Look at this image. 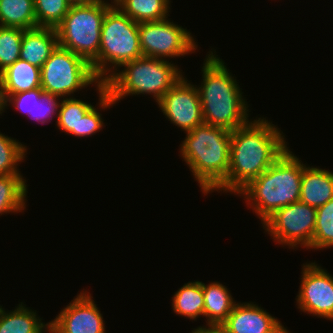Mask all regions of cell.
<instances>
[{"mask_svg": "<svg viewBox=\"0 0 333 333\" xmlns=\"http://www.w3.org/2000/svg\"><path fill=\"white\" fill-rule=\"evenodd\" d=\"M283 132L266 118L231 131L226 192L238 193L266 171L288 148Z\"/></svg>", "mask_w": 333, "mask_h": 333, "instance_id": "1", "label": "cell"}, {"mask_svg": "<svg viewBox=\"0 0 333 333\" xmlns=\"http://www.w3.org/2000/svg\"><path fill=\"white\" fill-rule=\"evenodd\" d=\"M215 52L207 54L201 70L203 81L197 86L203 121L233 131L250 121L249 106L236 78Z\"/></svg>", "mask_w": 333, "mask_h": 333, "instance_id": "2", "label": "cell"}, {"mask_svg": "<svg viewBox=\"0 0 333 333\" xmlns=\"http://www.w3.org/2000/svg\"><path fill=\"white\" fill-rule=\"evenodd\" d=\"M106 81H99V109H107L128 95L151 94L158 102L183 76L174 63L159 58L140 57L124 63Z\"/></svg>", "mask_w": 333, "mask_h": 333, "instance_id": "3", "label": "cell"}, {"mask_svg": "<svg viewBox=\"0 0 333 333\" xmlns=\"http://www.w3.org/2000/svg\"><path fill=\"white\" fill-rule=\"evenodd\" d=\"M185 133L180 145L181 158L189 166L203 194L219 190L226 193L231 131L203 123Z\"/></svg>", "mask_w": 333, "mask_h": 333, "instance_id": "4", "label": "cell"}, {"mask_svg": "<svg viewBox=\"0 0 333 333\" xmlns=\"http://www.w3.org/2000/svg\"><path fill=\"white\" fill-rule=\"evenodd\" d=\"M304 166L288 147L266 171L237 194L245 196V202L263 223L276 210L299 201Z\"/></svg>", "mask_w": 333, "mask_h": 333, "instance_id": "5", "label": "cell"}, {"mask_svg": "<svg viewBox=\"0 0 333 333\" xmlns=\"http://www.w3.org/2000/svg\"><path fill=\"white\" fill-rule=\"evenodd\" d=\"M140 57L143 54L139 43V23L117 6H111L101 28L98 59L91 65L94 74L100 81H106L124 63Z\"/></svg>", "mask_w": 333, "mask_h": 333, "instance_id": "6", "label": "cell"}, {"mask_svg": "<svg viewBox=\"0 0 333 333\" xmlns=\"http://www.w3.org/2000/svg\"><path fill=\"white\" fill-rule=\"evenodd\" d=\"M111 7L105 0L71 6L55 28L59 46L84 58L91 65L98 59L101 28L106 11Z\"/></svg>", "mask_w": 333, "mask_h": 333, "instance_id": "7", "label": "cell"}, {"mask_svg": "<svg viewBox=\"0 0 333 333\" xmlns=\"http://www.w3.org/2000/svg\"><path fill=\"white\" fill-rule=\"evenodd\" d=\"M100 80L91 64L72 51L57 46L41 67V88L44 93L60 98L73 94Z\"/></svg>", "mask_w": 333, "mask_h": 333, "instance_id": "8", "label": "cell"}, {"mask_svg": "<svg viewBox=\"0 0 333 333\" xmlns=\"http://www.w3.org/2000/svg\"><path fill=\"white\" fill-rule=\"evenodd\" d=\"M316 215V208L298 201L276 210L262 225L275 242L307 249L312 244Z\"/></svg>", "mask_w": 333, "mask_h": 333, "instance_id": "9", "label": "cell"}, {"mask_svg": "<svg viewBox=\"0 0 333 333\" xmlns=\"http://www.w3.org/2000/svg\"><path fill=\"white\" fill-rule=\"evenodd\" d=\"M167 19L139 23V43L144 57L166 60L196 51L198 45L191 33Z\"/></svg>", "mask_w": 333, "mask_h": 333, "instance_id": "10", "label": "cell"}, {"mask_svg": "<svg viewBox=\"0 0 333 333\" xmlns=\"http://www.w3.org/2000/svg\"><path fill=\"white\" fill-rule=\"evenodd\" d=\"M315 262L302 265L297 308L306 314L333 320V277Z\"/></svg>", "mask_w": 333, "mask_h": 333, "instance_id": "11", "label": "cell"}, {"mask_svg": "<svg viewBox=\"0 0 333 333\" xmlns=\"http://www.w3.org/2000/svg\"><path fill=\"white\" fill-rule=\"evenodd\" d=\"M157 104L165 118L184 132L204 123L198 89L184 76L162 96Z\"/></svg>", "mask_w": 333, "mask_h": 333, "instance_id": "12", "label": "cell"}, {"mask_svg": "<svg viewBox=\"0 0 333 333\" xmlns=\"http://www.w3.org/2000/svg\"><path fill=\"white\" fill-rule=\"evenodd\" d=\"M88 291L80 293L63 308L49 327L56 333H106L101 311Z\"/></svg>", "mask_w": 333, "mask_h": 333, "instance_id": "13", "label": "cell"}, {"mask_svg": "<svg viewBox=\"0 0 333 333\" xmlns=\"http://www.w3.org/2000/svg\"><path fill=\"white\" fill-rule=\"evenodd\" d=\"M221 326L227 333H290L281 321L253 302L236 303Z\"/></svg>", "mask_w": 333, "mask_h": 333, "instance_id": "14", "label": "cell"}, {"mask_svg": "<svg viewBox=\"0 0 333 333\" xmlns=\"http://www.w3.org/2000/svg\"><path fill=\"white\" fill-rule=\"evenodd\" d=\"M58 45L55 28L26 29L22 36L20 59L41 68Z\"/></svg>", "mask_w": 333, "mask_h": 333, "instance_id": "15", "label": "cell"}, {"mask_svg": "<svg viewBox=\"0 0 333 333\" xmlns=\"http://www.w3.org/2000/svg\"><path fill=\"white\" fill-rule=\"evenodd\" d=\"M333 198V172L330 170L304 166L301 176L299 201L319 208Z\"/></svg>", "mask_w": 333, "mask_h": 333, "instance_id": "16", "label": "cell"}, {"mask_svg": "<svg viewBox=\"0 0 333 333\" xmlns=\"http://www.w3.org/2000/svg\"><path fill=\"white\" fill-rule=\"evenodd\" d=\"M41 87V68L18 59L0 73L2 101L11 94Z\"/></svg>", "mask_w": 333, "mask_h": 333, "instance_id": "17", "label": "cell"}, {"mask_svg": "<svg viewBox=\"0 0 333 333\" xmlns=\"http://www.w3.org/2000/svg\"><path fill=\"white\" fill-rule=\"evenodd\" d=\"M204 295V317L206 326H221L228 318L236 304L234 298L220 282H210L206 285L202 282Z\"/></svg>", "mask_w": 333, "mask_h": 333, "instance_id": "18", "label": "cell"}, {"mask_svg": "<svg viewBox=\"0 0 333 333\" xmlns=\"http://www.w3.org/2000/svg\"><path fill=\"white\" fill-rule=\"evenodd\" d=\"M13 311H5L0 305V333H45L49 322L43 323L36 311L20 302Z\"/></svg>", "mask_w": 333, "mask_h": 333, "instance_id": "19", "label": "cell"}, {"mask_svg": "<svg viewBox=\"0 0 333 333\" xmlns=\"http://www.w3.org/2000/svg\"><path fill=\"white\" fill-rule=\"evenodd\" d=\"M174 313L190 320H197L204 316V295L201 281H193L184 284L172 297Z\"/></svg>", "mask_w": 333, "mask_h": 333, "instance_id": "20", "label": "cell"}, {"mask_svg": "<svg viewBox=\"0 0 333 333\" xmlns=\"http://www.w3.org/2000/svg\"><path fill=\"white\" fill-rule=\"evenodd\" d=\"M0 26L24 30L37 27L34 0H0Z\"/></svg>", "mask_w": 333, "mask_h": 333, "instance_id": "21", "label": "cell"}, {"mask_svg": "<svg viewBox=\"0 0 333 333\" xmlns=\"http://www.w3.org/2000/svg\"><path fill=\"white\" fill-rule=\"evenodd\" d=\"M171 0H121L116 6L137 23L168 18Z\"/></svg>", "mask_w": 333, "mask_h": 333, "instance_id": "22", "label": "cell"}, {"mask_svg": "<svg viewBox=\"0 0 333 333\" xmlns=\"http://www.w3.org/2000/svg\"><path fill=\"white\" fill-rule=\"evenodd\" d=\"M27 187L22 175H0V215L25 210Z\"/></svg>", "mask_w": 333, "mask_h": 333, "instance_id": "23", "label": "cell"}, {"mask_svg": "<svg viewBox=\"0 0 333 333\" xmlns=\"http://www.w3.org/2000/svg\"><path fill=\"white\" fill-rule=\"evenodd\" d=\"M60 101L56 126L62 132L79 138L81 119L94 105L73 97Z\"/></svg>", "mask_w": 333, "mask_h": 333, "instance_id": "24", "label": "cell"}, {"mask_svg": "<svg viewBox=\"0 0 333 333\" xmlns=\"http://www.w3.org/2000/svg\"><path fill=\"white\" fill-rule=\"evenodd\" d=\"M26 153L27 147L19 140L0 133V175H22L17 166Z\"/></svg>", "mask_w": 333, "mask_h": 333, "instance_id": "25", "label": "cell"}, {"mask_svg": "<svg viewBox=\"0 0 333 333\" xmlns=\"http://www.w3.org/2000/svg\"><path fill=\"white\" fill-rule=\"evenodd\" d=\"M333 247V198L317 208L315 231L312 244L308 249Z\"/></svg>", "mask_w": 333, "mask_h": 333, "instance_id": "26", "label": "cell"}, {"mask_svg": "<svg viewBox=\"0 0 333 333\" xmlns=\"http://www.w3.org/2000/svg\"><path fill=\"white\" fill-rule=\"evenodd\" d=\"M37 27L56 28L69 12L66 0H34Z\"/></svg>", "mask_w": 333, "mask_h": 333, "instance_id": "27", "label": "cell"}, {"mask_svg": "<svg viewBox=\"0 0 333 333\" xmlns=\"http://www.w3.org/2000/svg\"><path fill=\"white\" fill-rule=\"evenodd\" d=\"M24 29L0 26V73L20 59Z\"/></svg>", "mask_w": 333, "mask_h": 333, "instance_id": "28", "label": "cell"}, {"mask_svg": "<svg viewBox=\"0 0 333 333\" xmlns=\"http://www.w3.org/2000/svg\"><path fill=\"white\" fill-rule=\"evenodd\" d=\"M59 96L44 93L41 87L34 89L33 118L41 124L51 122L54 114L58 118Z\"/></svg>", "mask_w": 333, "mask_h": 333, "instance_id": "29", "label": "cell"}, {"mask_svg": "<svg viewBox=\"0 0 333 333\" xmlns=\"http://www.w3.org/2000/svg\"><path fill=\"white\" fill-rule=\"evenodd\" d=\"M11 104L18 111L25 113L27 117L33 118L34 107V89L16 94H11L3 100V113L4 109Z\"/></svg>", "mask_w": 333, "mask_h": 333, "instance_id": "30", "label": "cell"}, {"mask_svg": "<svg viewBox=\"0 0 333 333\" xmlns=\"http://www.w3.org/2000/svg\"><path fill=\"white\" fill-rule=\"evenodd\" d=\"M99 109H96L93 106L81 119L79 138L88 137L95 135L98 131L102 130L104 125V120L102 115L98 112Z\"/></svg>", "mask_w": 333, "mask_h": 333, "instance_id": "31", "label": "cell"}, {"mask_svg": "<svg viewBox=\"0 0 333 333\" xmlns=\"http://www.w3.org/2000/svg\"><path fill=\"white\" fill-rule=\"evenodd\" d=\"M191 333H227L222 326H200L192 330Z\"/></svg>", "mask_w": 333, "mask_h": 333, "instance_id": "32", "label": "cell"}, {"mask_svg": "<svg viewBox=\"0 0 333 333\" xmlns=\"http://www.w3.org/2000/svg\"><path fill=\"white\" fill-rule=\"evenodd\" d=\"M71 6L75 5H85L93 2H98L100 0H66Z\"/></svg>", "mask_w": 333, "mask_h": 333, "instance_id": "33", "label": "cell"}, {"mask_svg": "<svg viewBox=\"0 0 333 333\" xmlns=\"http://www.w3.org/2000/svg\"><path fill=\"white\" fill-rule=\"evenodd\" d=\"M3 113V101H2V98H1V93H0V114Z\"/></svg>", "mask_w": 333, "mask_h": 333, "instance_id": "34", "label": "cell"}, {"mask_svg": "<svg viewBox=\"0 0 333 333\" xmlns=\"http://www.w3.org/2000/svg\"><path fill=\"white\" fill-rule=\"evenodd\" d=\"M121 0H111V6H116Z\"/></svg>", "mask_w": 333, "mask_h": 333, "instance_id": "35", "label": "cell"}, {"mask_svg": "<svg viewBox=\"0 0 333 333\" xmlns=\"http://www.w3.org/2000/svg\"><path fill=\"white\" fill-rule=\"evenodd\" d=\"M47 333H56L55 331H53L50 327L46 330Z\"/></svg>", "mask_w": 333, "mask_h": 333, "instance_id": "36", "label": "cell"}]
</instances>
